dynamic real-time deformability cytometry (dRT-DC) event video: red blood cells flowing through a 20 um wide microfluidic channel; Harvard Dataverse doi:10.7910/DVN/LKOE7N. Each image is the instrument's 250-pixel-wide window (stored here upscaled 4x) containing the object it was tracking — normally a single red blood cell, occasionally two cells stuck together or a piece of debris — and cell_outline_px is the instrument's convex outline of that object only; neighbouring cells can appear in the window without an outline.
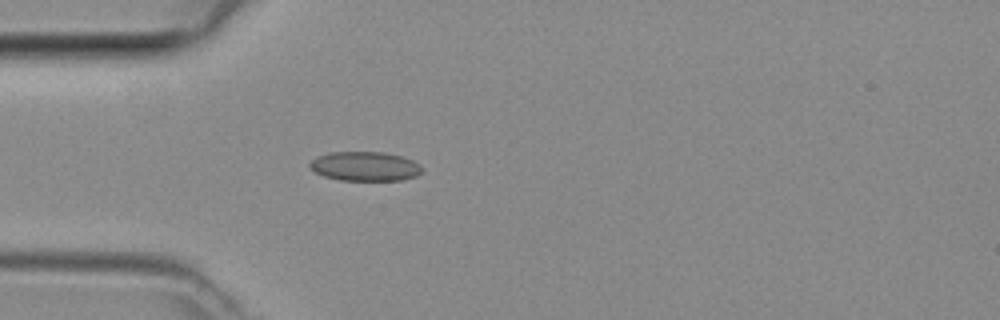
{"species": "common noctule bat (a hibernating species)", "species_latin": "Nyctalus noctula", "temperature_condition": "room temperature", "stored_images_in_passage": 2, "camera_frame_rate_fps": 3000, "um_per_image_px": 0.085, "animal": {"sex": "female", "body_mass_g": 29.2, "forearm_length_mm": 56.3}, "frame": {"image": 1, "passage_image": 2, "time_ms": 0.333, "image_size_px": [1000, 320], "cell_outline_px": [[424, 168], [416, 176], [404, 180], [340, 180], [324, 176], [316, 172], [308, 164], [316, 156], [332, 152], [384, 152], [400, 156], [412, 160], [420, 164]], "centroid_in_image_um": [31.04, 14.13], "position_along_channel_um": 54.0, "area_um2": 19.13}}